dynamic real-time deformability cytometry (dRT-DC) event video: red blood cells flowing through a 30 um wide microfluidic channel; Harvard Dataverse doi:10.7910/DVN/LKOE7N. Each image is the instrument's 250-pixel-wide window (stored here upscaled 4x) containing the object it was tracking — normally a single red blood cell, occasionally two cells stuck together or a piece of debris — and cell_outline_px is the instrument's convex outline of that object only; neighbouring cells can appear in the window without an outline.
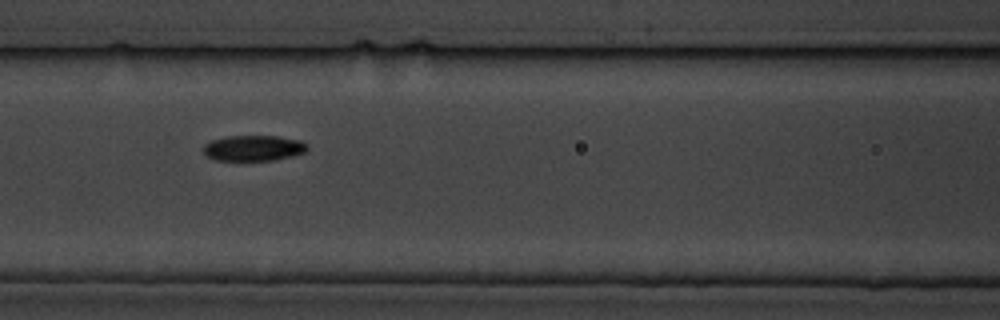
{"species": "common noctule bat (a hibernating species)", "species_latin": "Nyctalus noctula", "temperature_condition": "cold", "stored_images_in_passage": 7, "camera_frame_rate_fps": 3000, "um_per_image_px": 0.085, "animal": {"sex": "male", "body_mass_g": 19.5, "forearm_length_mm": 54.6}, "frame": {"image": 1, "passage_image": 5, "time_ms": 4.333, "image_size_px": [1000, 320], "cell_outline_px": [[308, 148], [304, 152], [292, 156], [276, 160], [216, 160], [208, 156], [204, 152], [204, 144], [212, 140], [224, 136], [276, 136], [300, 140], [308, 144]], "centroid_in_image_um": [21.57, 12.58], "position_along_channel_um": 145.0, "area_um2": 15.49}}
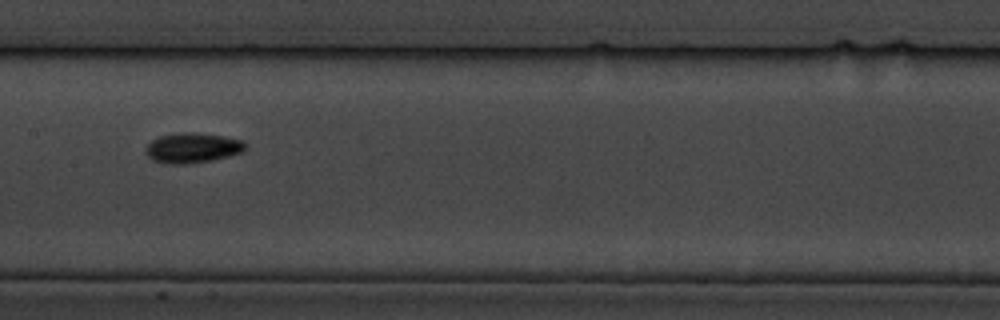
{"frame": {"image": 2, "passage_image": 6, "time_ms": 5.667, "image_size_px": [1000, 320], "cell_outline_px": [[248, 148], [240, 152], [228, 156], [212, 160], [184, 164], [168, 164], [152, 160], [148, 156], [148, 144], [152, 140], [160, 136], [184, 132], [192, 132], [224, 136], [244, 140], [248, 144]], "centroid_in_image_um": [16.42, 12.56], "position_along_channel_um": 191.0, "area_um2": 17.34}}
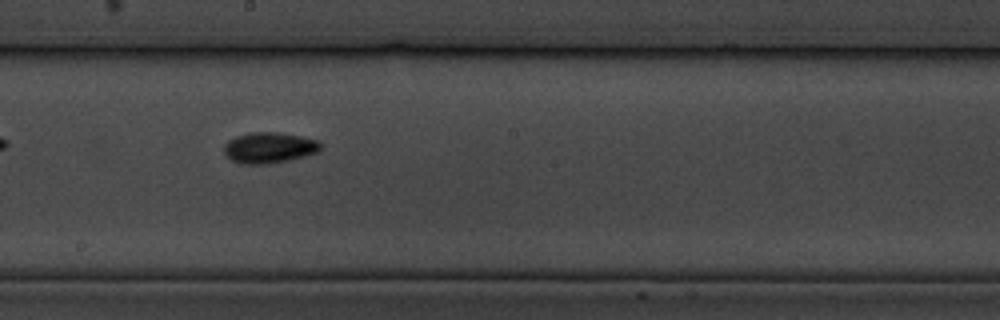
{"frame": {"image": 3, "passage_image": 7, "time_ms": 6.667, "image_size_px": [1000, 320], "cell_outline_px": [[320, 148], [316, 152], [304, 156], [288, 160], [268, 164], [240, 164], [232, 160], [224, 152], [224, 144], [228, 140], [236, 136], [248, 132], [280, 132], [300, 136], [316, 140], [320, 144]], "centroid_in_image_um": [22.83, 12.55], "position_along_channel_um": 225.4, "area_um2": 17.28}}